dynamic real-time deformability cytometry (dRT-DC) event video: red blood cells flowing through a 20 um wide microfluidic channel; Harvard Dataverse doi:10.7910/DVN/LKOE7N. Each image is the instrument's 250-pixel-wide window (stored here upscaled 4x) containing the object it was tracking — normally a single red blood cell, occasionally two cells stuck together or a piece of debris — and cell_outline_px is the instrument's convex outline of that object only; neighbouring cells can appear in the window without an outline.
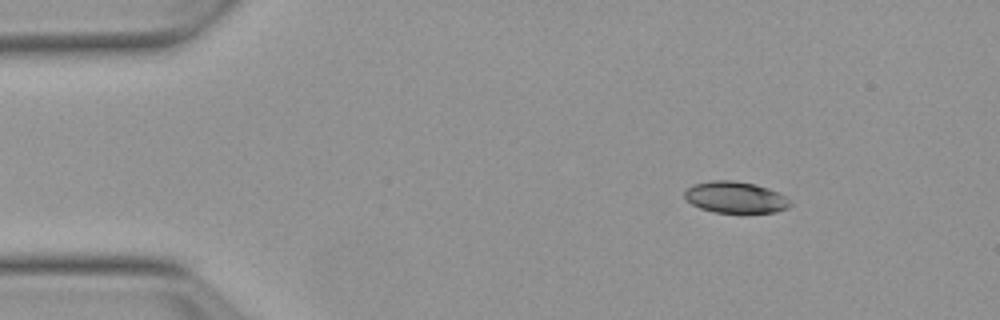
{"species": "Egyptian fruit bat (a non-hibernating species)", "species_latin": "Rousettus aegyptiacus", "temperature_condition": "warm", "stored_images_in_passage": 53, "camera_frame_rate_fps": 3000, "um_per_image_px": 0.085, "animal": {"sex": "female"}, "frame": {"image": 1, "passage_image": 7, "time_ms": 2.0, "image_size_px": [1000, 320], "cell_outline_px": [[792, 204], [788, 208], [776, 212], [744, 216], [712, 212], [700, 208], [692, 204], [684, 196], [684, 188], [692, 184], [712, 180], [732, 180], [756, 184], [768, 188], [784, 196]], "centroid_in_image_um": [62.5, 16.82], "position_along_channel_um": 22.5, "area_um2": 20.29}}
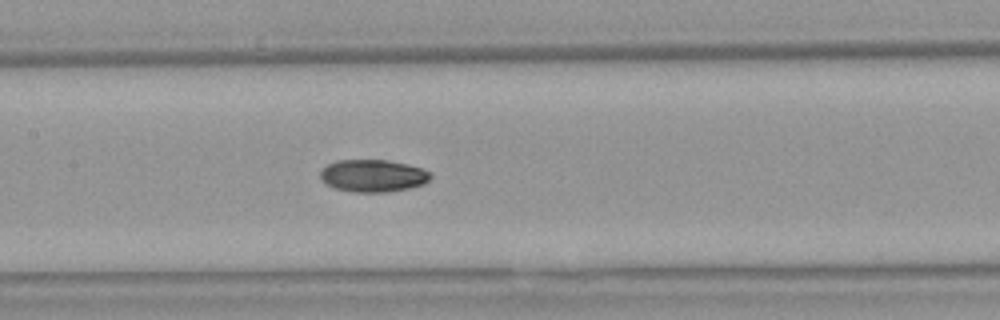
{"frame": {"image": 2, "passage_image": 25, "time_ms": 8.0, "image_size_px": [1000, 320], "cell_outline_px": [[432, 176], [424, 184], [408, 188], [388, 192], [352, 192], [336, 188], [320, 180], [320, 172], [328, 164], [336, 160], [388, 160], [408, 164], [424, 168]], "centroid_in_image_um": [31.71, 14.93], "position_along_channel_um": 175.7, "area_um2": 20.81}}
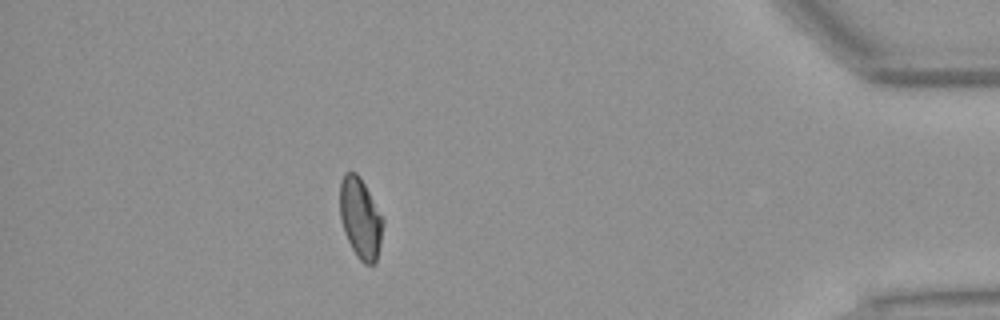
{"frame": {"image": 3, "passage_image": 47, "time_ms": 15.333, "image_size_px": [1000, 320], "cell_outline_px": [[384, 224], [376, 264], [364, 264], [356, 256], [344, 232], [340, 220], [340, 180], [344, 172], [356, 172], [360, 176], [384, 216]], "centroid_in_image_um": [30.65, 18.53], "position_along_channel_um": 404.6, "area_um2": 20.69}, "authors_computed_cell_mechanics": {"area_um2": 20.5768, "velocity_mm_per_s": 3.8098, "shape_relaxation_time_tau1_ms": 5.1639, "shape_relaxation_time_tau2_ms": 9.2936, "deformation_change_tau1": 0.1394, "deformation_change_tau2": 0.1068}}